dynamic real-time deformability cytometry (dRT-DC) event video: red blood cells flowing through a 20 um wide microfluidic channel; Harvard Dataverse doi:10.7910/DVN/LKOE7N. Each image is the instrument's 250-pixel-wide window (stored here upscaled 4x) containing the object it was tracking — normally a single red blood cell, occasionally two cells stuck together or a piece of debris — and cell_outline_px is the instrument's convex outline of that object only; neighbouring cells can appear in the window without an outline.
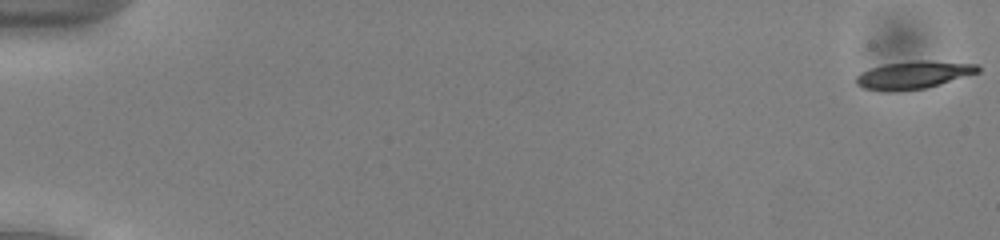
{"species": "common noctule bat (a hibernating species)", "species_latin": "Nyctalus noctula", "temperature_condition": "cold", "stored_images_in_passage": 53, "camera_frame_rate_fps": 3000, "um_per_image_px": 0.085, "animal": {"sex": "male", "body_mass_g": 13.0, "forearm_length_mm": 53.1}, "frame": {"image": 1, "passage_image": 1, "time_ms": 0.0, "image_size_px": [1000, 240], "cell_outline_px": [[980, 72], [940, 84], [924, 88], [896, 92], [884, 92], [864, 88], [856, 84], [856, 76], [860, 72], [868, 68], [884, 64], [916, 60], [928, 60], [976, 64], [980, 68]], "centroid_in_image_um": [77.6, 6.37], "position_along_channel_um": 7.4, "area_um2": 19.88}}
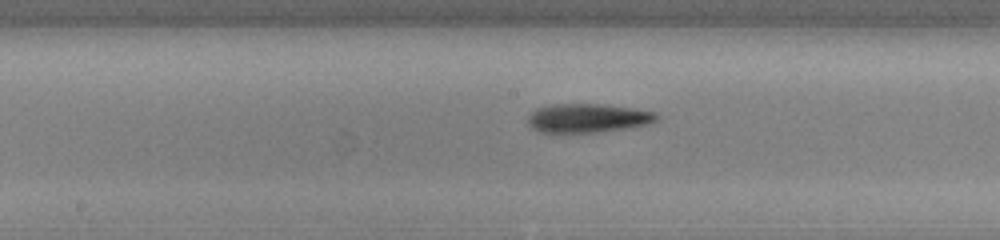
{"frame": {"image": 2, "passage_image": 29, "time_ms": 9.333, "image_size_px": [1000, 240], "cell_outline_px": [[660, 120], [648, 124], [600, 132], [540, 132], [532, 128], [528, 124], [528, 116], [536, 108], [552, 104], [604, 104], [632, 108], [656, 112], [660, 116]], "centroid_in_image_um": [49.98, 10.03], "position_along_channel_um": 198.2, "area_um2": 21.73}}
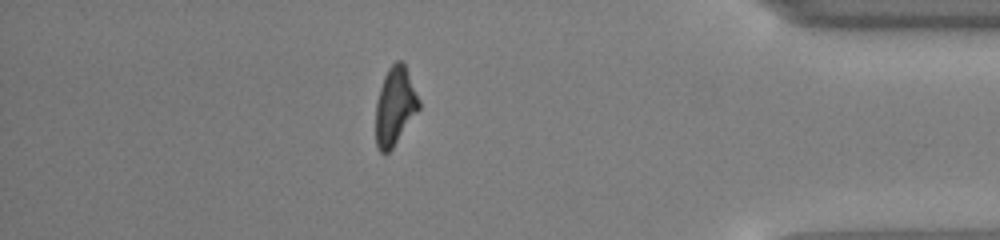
{"frame": {"image": 3, "passage_image": 47, "time_ms": 15.333, "image_size_px": [1000, 240], "cell_outline_px": [[420, 108], [392, 148], [388, 152], [380, 152], [376, 144], [376, 100], [384, 76], [388, 68], [396, 60], [400, 60], [404, 64], [420, 100]], "centroid_in_image_um": [33.57, 9.01], "position_along_channel_um": 401.6, "area_um2": 19.42}, "authors_computed_cell_mechanics": {"area_um2": 20.5768, "velocity_mm_per_s": 3.9397, "shape_relaxation_time_tau1_ms": 3.5925, "shape_relaxation_time_tau2_ms": 6.8767, "deformation_change_tau1": 0.1527, "deformation_change_tau2": 0.2021}}